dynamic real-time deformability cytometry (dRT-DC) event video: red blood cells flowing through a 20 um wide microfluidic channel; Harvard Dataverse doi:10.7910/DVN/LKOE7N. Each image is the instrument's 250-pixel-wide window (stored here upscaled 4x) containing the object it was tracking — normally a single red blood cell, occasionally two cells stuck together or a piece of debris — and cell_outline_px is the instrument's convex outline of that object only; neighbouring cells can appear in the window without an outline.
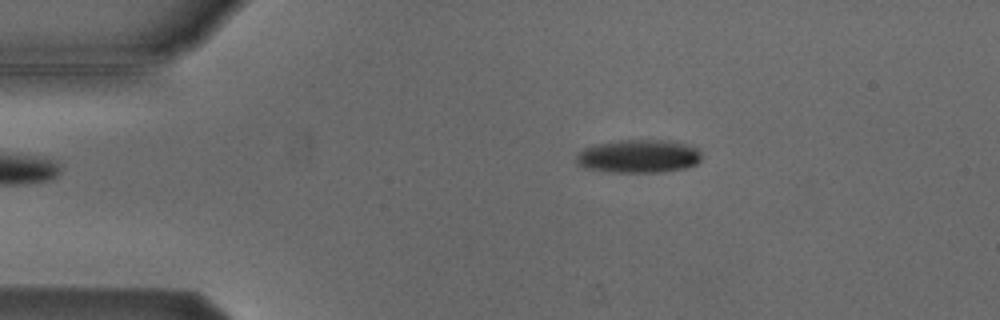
{"species": "Egyptian fruit bat (a non-hibernating species)", "species_latin": "Rousettus aegyptiacus", "temperature_condition": "cold", "stored_images_in_passage": 3, "camera_frame_rate_fps": 3000, "um_per_image_px": 0.085, "animal": {"sex": "male"}, "frame": {"image": 1, "passage_image": 1, "time_ms": 0.0, "image_size_px": [1000, 320], "cell_outline_px": [[700, 160], [696, 164], [684, 168], [660, 172], [608, 172], [584, 168], [576, 164], [576, 156], [584, 148], [600, 144], [620, 140], [676, 140], [700, 148]], "centroid_in_image_um": [54.31, 13.28], "position_along_channel_um": 30.7, "area_um2": 24.45}}